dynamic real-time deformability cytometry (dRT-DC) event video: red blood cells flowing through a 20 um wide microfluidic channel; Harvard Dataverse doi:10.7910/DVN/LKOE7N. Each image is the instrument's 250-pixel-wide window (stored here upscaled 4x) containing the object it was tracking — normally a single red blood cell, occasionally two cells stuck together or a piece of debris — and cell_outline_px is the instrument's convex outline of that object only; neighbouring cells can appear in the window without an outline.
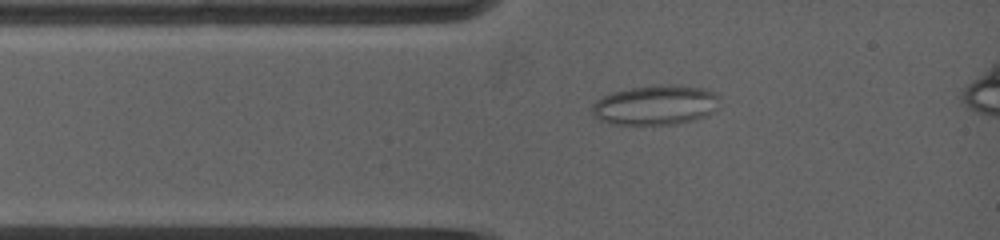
{"species": "common noctule bat (a hibernating species)", "species_latin": "Nyctalus noctula", "temperature_condition": "warm", "stored_images_in_passage": 47, "camera_frame_rate_fps": 5000, "um_per_image_px": 0.085, "animal": {"sex": "female", "body_mass_g": 19.0, "forearm_length_mm": 53.3}, "frame": {"image": 1, "passage_image": 7, "time_ms": 1.6, "image_size_px": [1000, 240], "cell_outline_px": [[720, 108], [704, 116], [680, 124], [612, 124], [600, 120], [592, 112], [592, 104], [596, 100], [612, 92], [632, 88], [660, 84], [680, 84], [704, 88], [716, 92], [720, 96]], "centroid_in_image_um": [55.79, 8.91], "position_along_channel_um": 29.2, "area_um2": 29.94}}
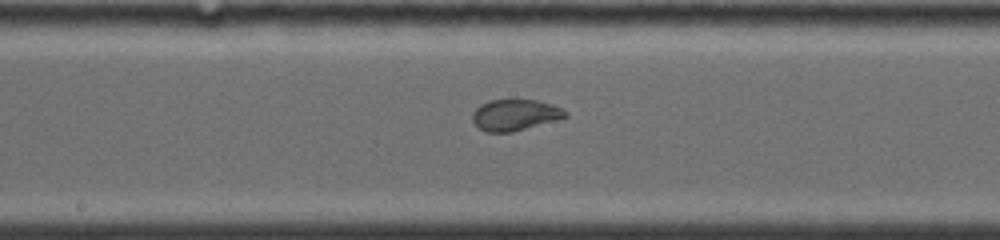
{"frame": {"image": 2, "passage_image": 21, "time_ms": 6.2, "image_size_px": [1000, 240], "cell_outline_px": [[568, 116], [556, 120], [512, 132], [488, 132], [480, 128], [472, 120], [472, 112], [480, 104], [488, 100], [536, 100], [552, 104], [564, 108], [568, 112]], "centroid_in_image_um": [43.79, 9.76], "position_along_channel_um": 204.4, "area_um2": 16.88}}
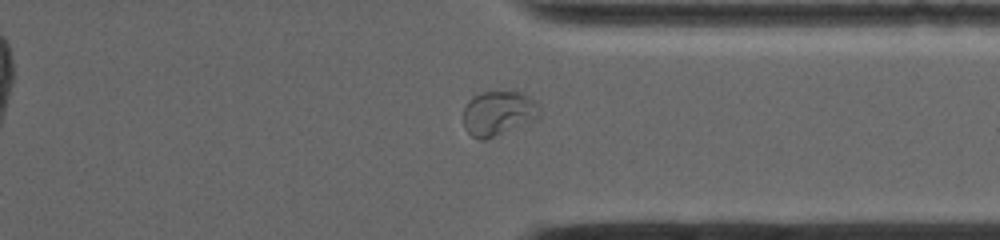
{"frame": {"image": 3, "passage_image": 37, "time_ms": 10.4, "image_size_px": [1000, 240], "cell_outline_px": [[540, 120], [484, 140], [480, 140], [472, 136], [464, 128], [464, 108], [468, 100], [472, 96], [480, 92], [512, 88], [524, 92], [540, 104]], "centroid_in_image_um": [42.43, 9.57], "position_along_channel_um": 369.0, "area_um2": 21.04}}